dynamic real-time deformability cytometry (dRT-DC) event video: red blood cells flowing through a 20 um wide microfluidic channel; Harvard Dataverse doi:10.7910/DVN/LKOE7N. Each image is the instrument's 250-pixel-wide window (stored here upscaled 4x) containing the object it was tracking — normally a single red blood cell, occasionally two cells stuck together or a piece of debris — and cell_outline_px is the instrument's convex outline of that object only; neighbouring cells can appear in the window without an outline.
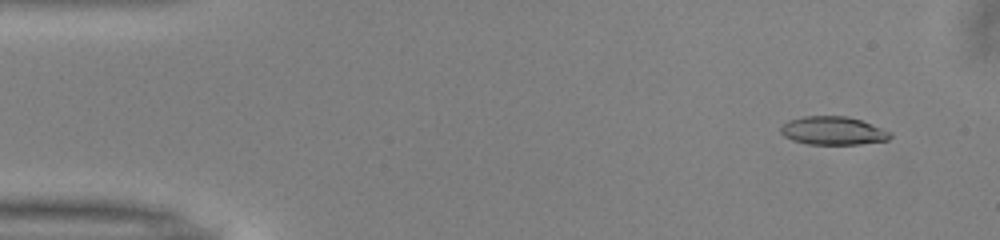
{"species": "common noctule bat (a hibernating species)", "species_latin": "Nyctalus noctula", "temperature_condition": "warm", "stored_images_in_passage": 51, "camera_frame_rate_fps": 3000, "um_per_image_px": 0.085, "animal": {"sex": "male", "body_mass_g": 13.0, "forearm_length_mm": 53.1}, "frame": {"image": 1, "passage_image": 4, "time_ms": 1.0, "image_size_px": [1000, 240], "cell_outline_px": [[892, 136], [888, 140], [860, 144], [808, 144], [792, 140], [784, 136], [780, 132], [780, 128], [788, 120], [804, 116], [848, 116], [860, 120], [892, 132]], "centroid_in_image_um": [70.8, 11.11], "position_along_channel_um": 14.2, "area_um2": 18.03}}
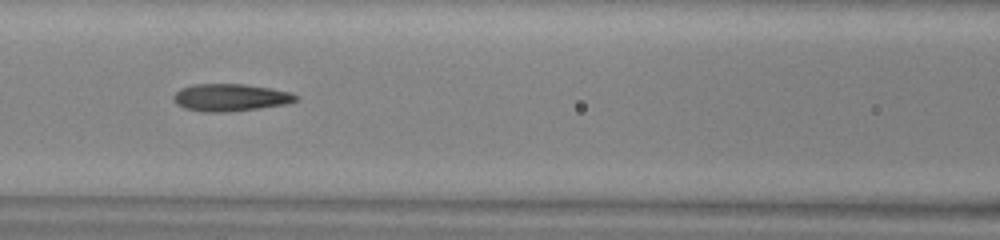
{"frame": {"image": 2, "passage_image": 22, "time_ms": 7.0, "image_size_px": [1000, 240], "cell_outline_px": [[296, 100], [284, 104], [228, 112], [204, 112], [184, 108], [176, 104], [172, 100], [172, 96], [180, 88], [192, 84], [244, 84], [272, 88], [288, 92], [296, 96]], "centroid_in_image_um": [19.48, 8.28], "position_along_channel_um": 147.1, "area_um2": 19.36}}
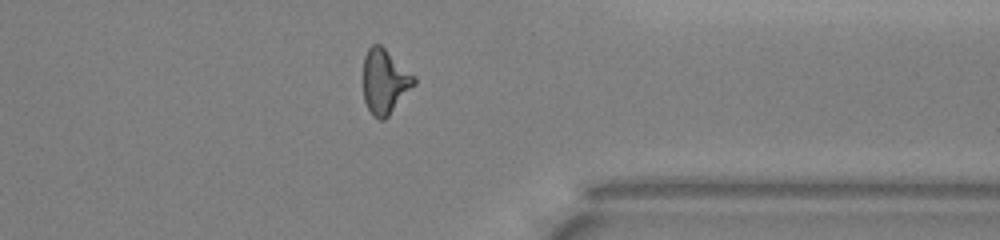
{"frame": {"image": 3, "passage_image": 40, "time_ms": 13.0, "image_size_px": [1000, 240], "cell_outline_px": [[416, 84], [388, 116], [384, 120], [380, 120], [372, 116], [364, 100], [364, 56], [368, 48], [372, 44], [380, 44], [416, 76]], "centroid_in_image_um": [32.72, 6.93], "position_along_channel_um": 378.7, "area_um2": 19.19}, "authors_computed_cell_mechanics": {"area_um2": 18.8428, "velocity_mm_per_s": 4.0261, "shape_relaxation_time_tau1_ms": 9.0454, "shape_relaxation_time_tau2_ms": 2.4363, "deformation_change_tau1": 0.268, "deformation_change_tau2": 0.1298}}